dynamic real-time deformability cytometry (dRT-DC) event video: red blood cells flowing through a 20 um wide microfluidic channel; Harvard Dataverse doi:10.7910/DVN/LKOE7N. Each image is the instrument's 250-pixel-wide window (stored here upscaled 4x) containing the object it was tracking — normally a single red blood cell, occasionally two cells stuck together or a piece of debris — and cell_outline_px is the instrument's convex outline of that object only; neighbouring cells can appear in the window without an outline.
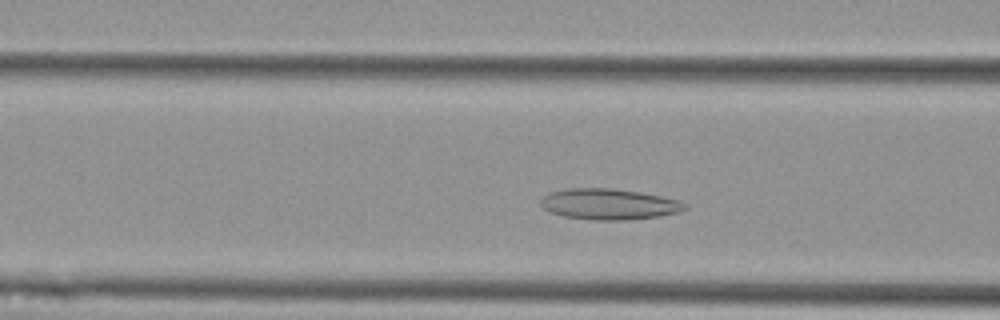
{"species": "Egyptian fruit bat (a non-hibernating species)", "species_latin": "Rousettus aegyptiacus", "temperature_condition": "cold", "stored_images_in_passage": 41, "camera_frame_rate_fps": 3000, "um_per_image_px": 0.085, "animal": {"sex": "female"}, "frame": {"image": 1, "passage_image": 10, "time_ms": 3.0, "image_size_px": [1000, 320], "cell_outline_px": [[688, 208], [680, 212], [660, 216], [624, 220], [592, 220], [564, 216], [552, 212], [544, 208], [540, 204], [540, 200], [548, 192], [568, 188], [608, 188], [640, 192], [680, 200], [688, 204]], "centroid_in_image_um": [51.79, 17.35], "position_along_channel_um": 114.8, "area_um2": 26.01}}
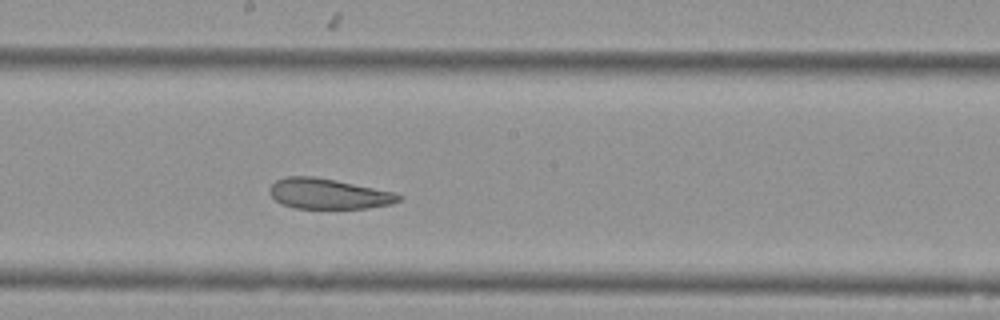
{"frame": {"image": 2, "passage_image": 19, "time_ms": 6.0, "image_size_px": [1000, 320], "cell_outline_px": [[404, 196], [400, 200], [392, 204], [368, 208], [296, 208], [280, 204], [268, 192], [268, 188], [276, 180], [288, 176], [312, 176], [336, 180], [396, 192]], "centroid_in_image_um": [27.93, 16.47], "position_along_channel_um": 220.3, "area_um2": 23.0}}
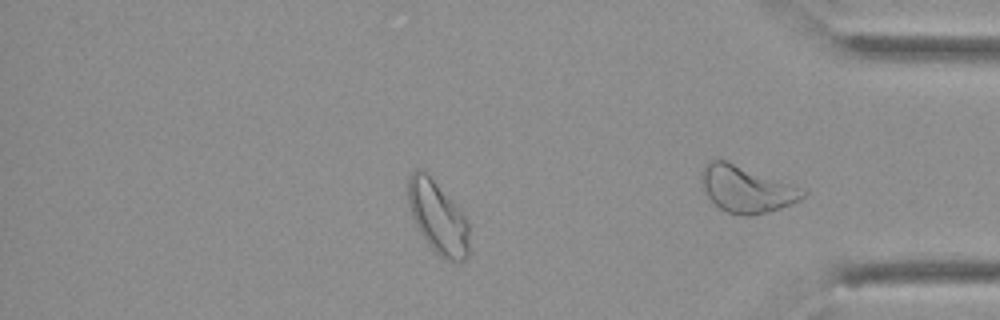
{"frame": {"image": 3, "passage_image": 32, "time_ms": 10.333, "image_size_px": [1000, 320], "cell_outline_px": [[468, 256], [460, 264], [448, 260], [440, 256], [428, 244], [420, 232], [412, 216], [408, 204], [408, 180], [412, 172], [416, 168], [420, 168], [456, 204], [468, 220]], "centroid_in_image_um": [37.23, 18.52], "position_along_channel_um": 398.0, "area_um2": 25.49}, "authors_computed_cell_mechanics": {"area_um2": 25.4898, "velocity_mm_per_s": 3.5333, "shape_relaxation_time_tau1_ms": null, "shape_relaxation_time_tau2_ms": 3.0665, "deformation_change_tau1": null, "deformation_change_tau2": 0.1071}}